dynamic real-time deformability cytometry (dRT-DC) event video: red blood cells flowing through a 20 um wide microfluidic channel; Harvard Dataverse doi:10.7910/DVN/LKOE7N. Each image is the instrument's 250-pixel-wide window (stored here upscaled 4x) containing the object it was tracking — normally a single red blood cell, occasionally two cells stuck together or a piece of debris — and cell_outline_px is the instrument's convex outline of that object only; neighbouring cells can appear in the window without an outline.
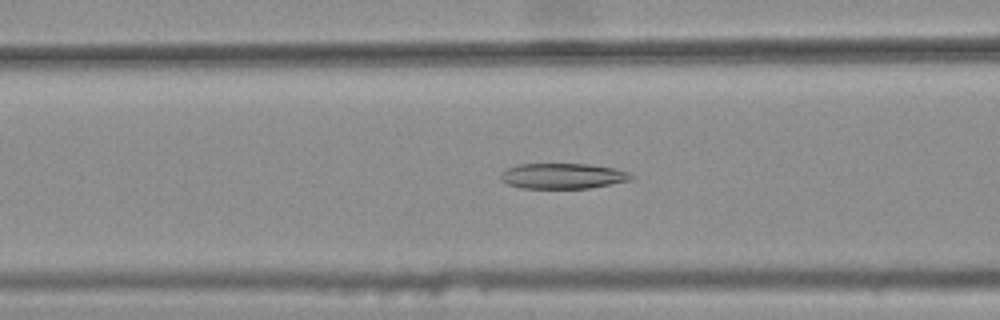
{"species": "common noctule bat (a hibernating species)", "species_latin": "Nyctalus noctula", "temperature_condition": "warm", "stored_images_in_passage": 45, "camera_frame_rate_fps": 3000, "um_per_image_px": 0.085, "animal": {"sex": "female", "body_mass_g": 25.1}, "frame": {"image": 1, "passage_image": 21, "time_ms": 6.667, "image_size_px": [1000, 320], "cell_outline_px": [[632, 180], [588, 188], [520, 188], [508, 184], [500, 180], [500, 172], [516, 164], [588, 164], [612, 168], [628, 172], [632, 176]], "centroid_in_image_um": [47.78, 14.96], "position_along_channel_um": 118.8, "area_um2": 19.31}}
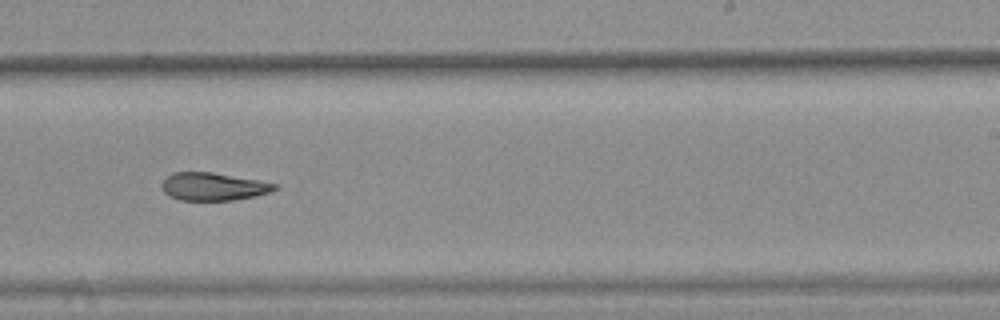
{"frame": {"image": 2, "passage_image": 33, "time_ms": 10.667, "image_size_px": [1000, 320], "cell_outline_px": [[280, 188], [256, 196], [232, 200], [180, 200], [168, 196], [164, 192], [160, 184], [172, 172], [212, 172], [280, 184]], "centroid_in_image_um": [18.14, 15.86], "position_along_channel_um": 270.9, "area_um2": 18.38}}
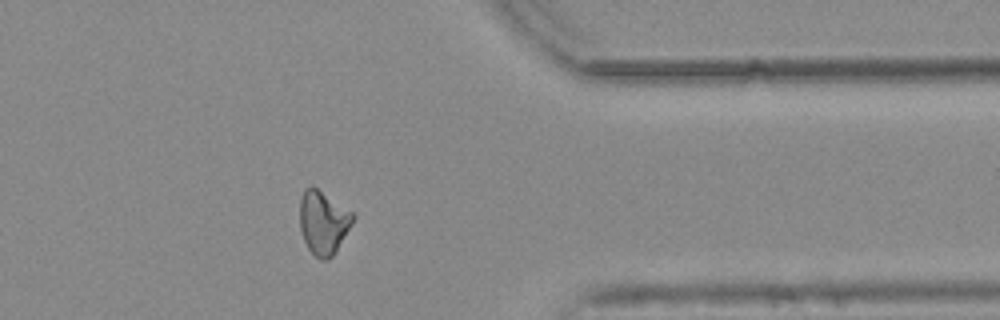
{"frame": {"image": 3, "passage_image": 43, "time_ms": 14.0, "image_size_px": [1000, 320], "cell_outline_px": [[356, 216], [352, 224], [336, 252], [328, 260], [320, 260], [308, 248], [304, 240], [300, 228], [300, 196], [304, 188], [312, 184], [352, 212]], "centroid_in_image_um": [27.47, 18.89], "position_along_channel_um": 383.9, "area_um2": 19.83}, "authors_computed_cell_mechanics": {"area_um2": 19.8254, "velocity_mm_per_s": 3.8095, "shape_relaxation_time_tau1_ms": null, "shape_relaxation_time_tau2_ms": 2.4991, "deformation_change_tau1": null, "deformation_change_tau2": 0.091}}